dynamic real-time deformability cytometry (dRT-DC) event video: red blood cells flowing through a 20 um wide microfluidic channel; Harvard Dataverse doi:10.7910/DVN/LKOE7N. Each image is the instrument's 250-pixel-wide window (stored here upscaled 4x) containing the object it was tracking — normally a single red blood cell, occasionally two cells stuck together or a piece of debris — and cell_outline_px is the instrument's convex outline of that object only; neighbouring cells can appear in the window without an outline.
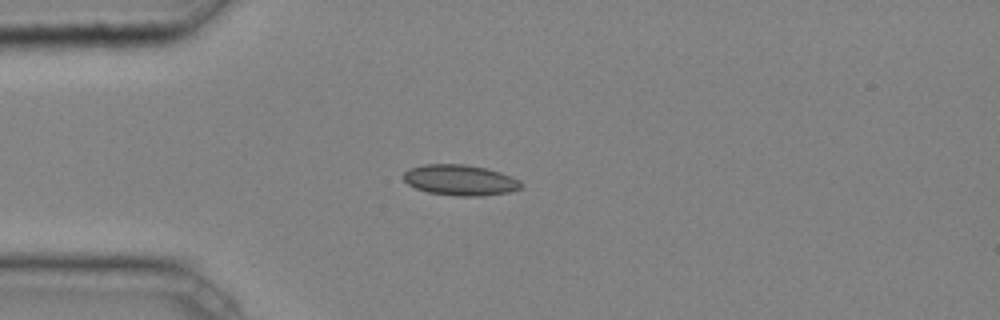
{"species": "common noctule bat (a hibernating species)", "species_latin": "Nyctalus noctula", "temperature_condition": "cold", "stored_images_in_passage": 4, "camera_frame_rate_fps": 3000, "um_per_image_px": 0.085, "animal": {"sex": "male", "body_mass_g": 20.4}, "frame": {"image": 1, "passage_image": 1, "time_ms": 0.0, "image_size_px": [1000, 320], "cell_outline_px": [[524, 184], [520, 188], [508, 192], [480, 196], [460, 196], [428, 192], [416, 188], [408, 184], [404, 180], [404, 172], [408, 168], [424, 164], [464, 164], [488, 168], [512, 176], [520, 180]], "centroid_in_image_um": [39.12, 15.29], "position_along_channel_um": 45.9, "area_um2": 21.1}}